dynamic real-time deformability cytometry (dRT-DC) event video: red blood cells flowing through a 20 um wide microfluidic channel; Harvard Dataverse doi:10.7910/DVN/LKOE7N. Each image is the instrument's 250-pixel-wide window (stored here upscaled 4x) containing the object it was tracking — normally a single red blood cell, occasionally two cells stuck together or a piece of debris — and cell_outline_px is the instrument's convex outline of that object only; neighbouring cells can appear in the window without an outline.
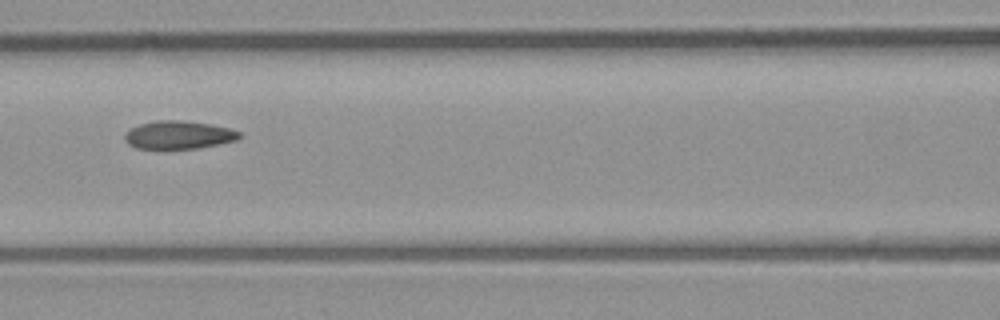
{"species": "common noctule bat (a hibernating species)", "species_latin": "Nyctalus noctula", "temperature_condition": "room temperature", "stored_images_in_passage": 8, "camera_frame_rate_fps": 3000, "um_per_image_px": 0.085, "animal": {"sex": "male", "body_mass_g": 23.1, "forearm_length_mm": 52.7}, "frame": {"image": 1, "passage_image": 8, "time_ms": 8.667, "image_size_px": [1000, 320], "cell_outline_px": [[240, 140], [220, 144], [196, 148], [136, 148], [128, 144], [124, 140], [124, 132], [140, 124], [156, 120], [180, 120], [212, 124], [228, 128], [240, 132]], "centroid_in_image_um": [15.19, 11.46], "position_along_channel_um": 151.4, "area_um2": 18.79}}